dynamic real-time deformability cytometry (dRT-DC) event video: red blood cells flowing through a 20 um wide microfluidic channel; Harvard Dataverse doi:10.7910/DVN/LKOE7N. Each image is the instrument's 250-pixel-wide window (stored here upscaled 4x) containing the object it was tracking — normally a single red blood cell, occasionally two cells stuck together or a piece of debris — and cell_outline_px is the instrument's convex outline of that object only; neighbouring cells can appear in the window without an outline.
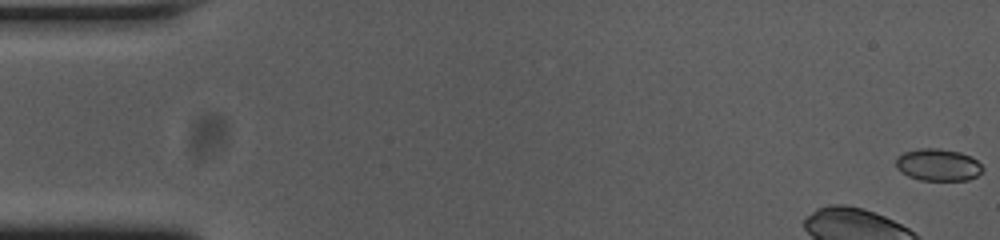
{"species": "common noctule bat (a hibernating species)", "species_latin": "Nyctalus noctula", "temperature_condition": "cold", "stored_images_in_passage": 30, "segment_of_instrument_passage": [1, 2], "camera_frame_rate_fps": 3000, "um_per_image_px": 0.085, "animal": {"sex": "female", "body_mass_g": 23.0, "forearm_length_mm": 53.4}, "frame": {"image": 1, "passage_image": 1, "time_ms": 0.0, "image_size_px": [1000, 240], "cell_outline_px": [[984, 168], [976, 176], [968, 180], [920, 180], [908, 176], [900, 172], [896, 168], [896, 156], [904, 152], [920, 148], [940, 148], [960, 152], [972, 156]], "centroid_in_image_um": [79.71, 14.0], "position_along_channel_um": 5.3, "area_um2": 16.36}}